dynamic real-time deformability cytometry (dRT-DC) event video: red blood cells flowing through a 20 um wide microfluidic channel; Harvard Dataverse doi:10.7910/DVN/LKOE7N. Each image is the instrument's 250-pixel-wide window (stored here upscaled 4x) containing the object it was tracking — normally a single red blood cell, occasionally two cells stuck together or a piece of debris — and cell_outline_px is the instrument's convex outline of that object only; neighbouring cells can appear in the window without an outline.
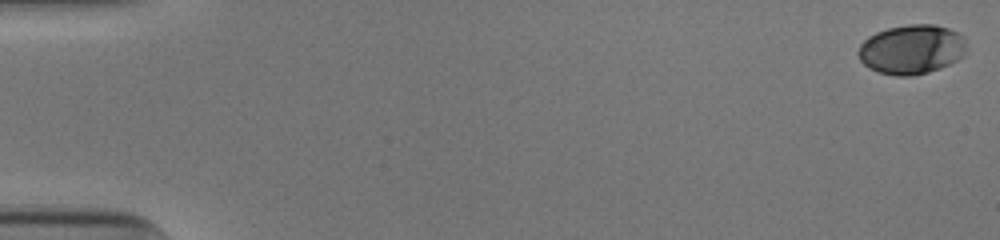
{"species": "human", "species_latin": "Homo sapiens", "temperature_condition": "cold", "stored_images_in_passage": 53, "camera_frame_rate_fps": 3000, "um_per_image_px": 0.085, "donor": {"sex": "male"}, "frame": {"image": 1, "passage_image": 1, "time_ms": 0.0, "image_size_px": [1000, 240], "cell_outline_px": [[964, 56], [940, 68], [928, 72], [912, 76], [896, 76], [876, 72], [868, 68], [860, 60], [856, 52], [860, 44], [868, 36], [876, 32], [888, 28], [908, 24], [936, 24], [948, 28], [964, 36]], "centroid_in_image_um": [77.44, 4.2], "position_along_channel_um": 7.6, "area_um2": 31.39}}
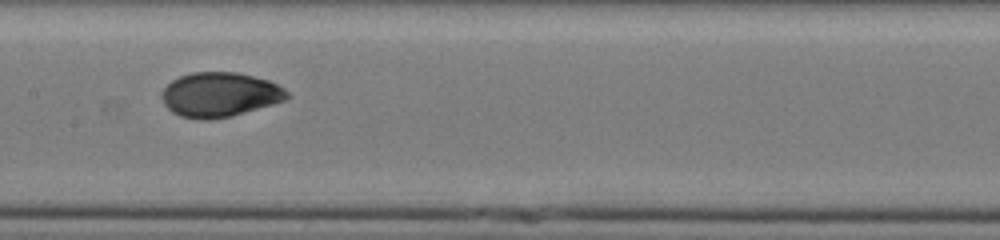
{"frame": {"image": 2, "passage_image": 28, "time_ms": 9.0, "image_size_px": [1000, 240], "cell_outline_px": [[292, 96], [284, 100], [272, 104], [232, 116], [208, 120], [200, 120], [180, 116], [172, 112], [164, 104], [160, 96], [160, 92], [172, 80], [180, 76], [192, 72], [236, 72], [268, 80], [284, 88]], "centroid_in_image_um": [18.65, 8.05], "position_along_channel_um": 188.7, "area_um2": 32.6}}
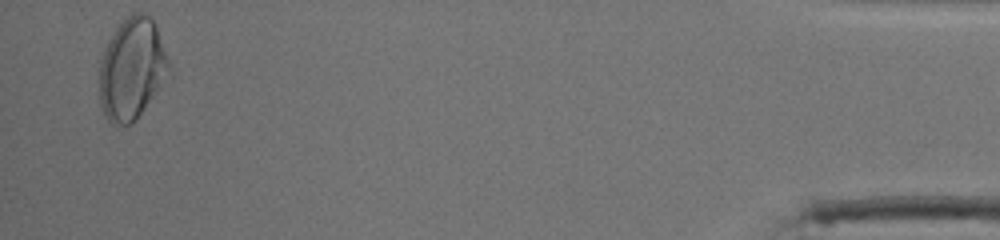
{"frame": {"image": 3, "passage_image": 52, "time_ms": 17.0, "image_size_px": [1000, 240], "cell_outline_px": [[168, 68], [156, 88], [132, 124], [116, 128], [108, 120], [104, 112], [100, 100], [100, 60], [104, 48], [108, 40], [116, 28], [132, 12], [144, 12], [156, 24], [168, 60]], "centroid_in_image_um": [11.14, 5.83], "position_along_channel_um": 424.1, "area_um2": 39.94}, "authors_computed_cell_mechanics": {"area_um2": 32.1946, "velocity_mm_per_s": 3.9215, "shape_relaxation_time_tau1_ms": 4.1694, "shape_relaxation_time_tau2_ms": 0.8995, "deformation_change_tau1": 0.1542, "deformation_change_tau2": 0.0345}}